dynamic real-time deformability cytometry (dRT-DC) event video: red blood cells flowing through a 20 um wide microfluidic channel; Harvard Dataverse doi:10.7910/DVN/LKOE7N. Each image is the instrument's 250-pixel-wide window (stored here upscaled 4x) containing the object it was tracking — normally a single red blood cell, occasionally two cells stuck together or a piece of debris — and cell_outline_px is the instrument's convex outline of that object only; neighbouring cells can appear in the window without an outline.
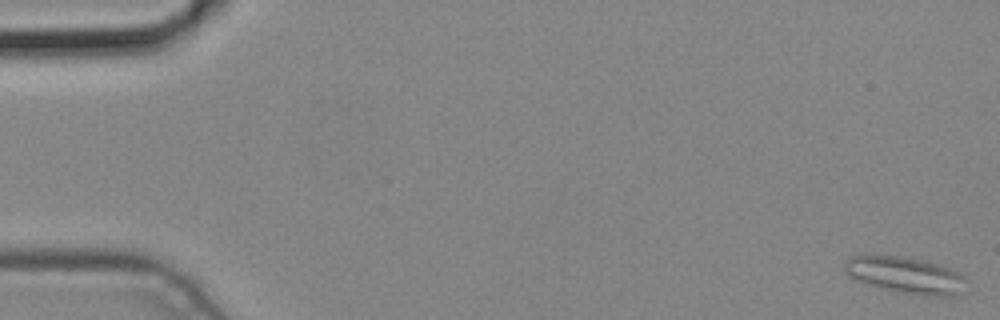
{"species": "common noctule bat (a hibernating species)", "species_latin": "Nyctalus noctula", "temperature_condition": "cold", "stored_images_in_passage": 5, "camera_frame_rate_fps": 3000, "um_per_image_px": 0.085, "animal": {"sex": "male", "body_mass_g": 19.2, "forearm_length_mm": 51.8}, "frame": {"image": 1, "passage_image": 1, "time_ms": 0.0, "image_size_px": [1000, 320], "cell_outline_px": [[968, 280], [956, 296], [928, 296], [896, 292], [880, 288], [856, 280], [848, 276], [844, 264], [852, 256], [896, 256], [920, 260], [952, 268], [960, 272]], "centroid_in_image_um": [77.01, 23.41], "position_along_channel_um": 8.0, "area_um2": 25.72}}